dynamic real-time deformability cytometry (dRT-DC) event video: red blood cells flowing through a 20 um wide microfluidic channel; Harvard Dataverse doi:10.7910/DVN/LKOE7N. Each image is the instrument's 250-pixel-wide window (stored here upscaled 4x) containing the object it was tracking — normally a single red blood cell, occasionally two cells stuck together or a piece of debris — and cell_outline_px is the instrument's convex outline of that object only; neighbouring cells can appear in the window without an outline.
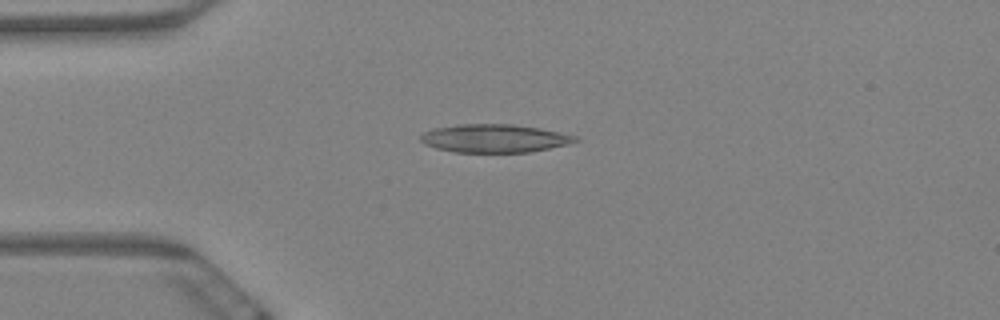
{"species": "Egyptian fruit bat (a non-hibernating species)", "species_latin": "Rousettus aegyptiacus", "temperature_condition": "warm", "stored_images_in_passage": 6, "camera_frame_rate_fps": 3000, "um_per_image_px": 0.085, "animal": {"sex": "female"}, "frame": {"image": 1, "passage_image": 5, "time_ms": 1.333, "image_size_px": [1000, 320], "cell_outline_px": [[580, 140], [568, 144], [528, 152], [452, 152], [436, 148], [424, 144], [420, 140], [420, 136], [424, 132], [432, 128], [460, 124], [512, 124], [540, 128], [580, 136]], "centroid_in_image_um": [42.03, 11.75], "position_along_channel_um": 43.0, "area_um2": 25.55}}